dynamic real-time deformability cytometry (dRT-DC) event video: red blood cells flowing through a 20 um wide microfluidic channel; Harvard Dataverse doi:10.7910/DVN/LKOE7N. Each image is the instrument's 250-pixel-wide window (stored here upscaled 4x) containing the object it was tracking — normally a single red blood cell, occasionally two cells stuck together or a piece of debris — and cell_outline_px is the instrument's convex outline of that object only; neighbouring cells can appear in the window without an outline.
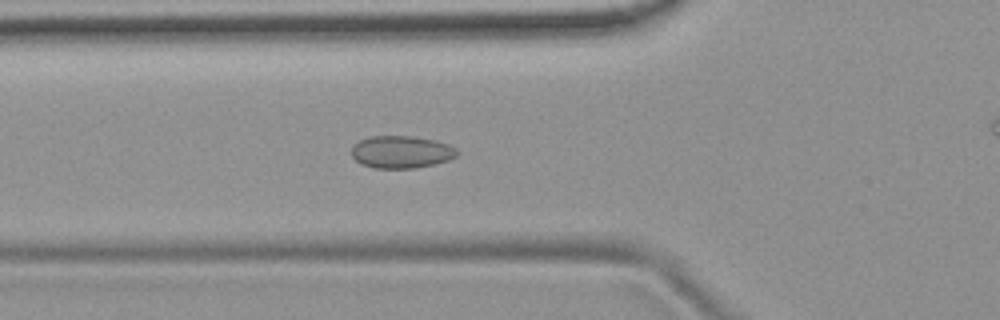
{"species": "common noctule bat (a hibernating species)", "species_latin": "Nyctalus noctula", "temperature_condition": "room temperature", "stored_images_in_passage": 53, "camera_frame_rate_fps": 3000, "um_per_image_px": 0.085, "animal": {"sex": "female", "body_mass_g": 19.9}, "frame": {"image": 1, "passage_image": 18, "time_ms": 5.667, "image_size_px": [1000, 320], "cell_outline_px": [[460, 152], [456, 156], [448, 160], [436, 164], [416, 168], [376, 168], [360, 164], [352, 156], [352, 148], [360, 140], [372, 136], [412, 136], [436, 140], [448, 144], [456, 148]], "centroid_in_image_um": [34.15, 12.92], "position_along_channel_um": 91.6, "area_um2": 20.0}}
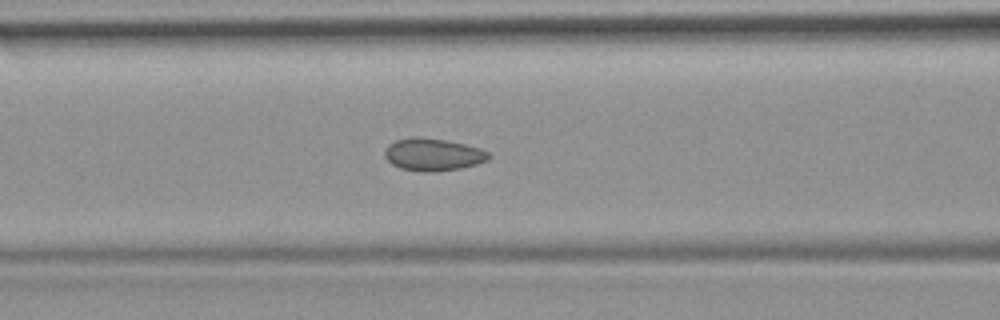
{"frame": {"image": 2, "passage_image": 21, "time_ms": 6.667, "image_size_px": [1000, 320], "cell_outline_px": [[492, 156], [488, 160], [476, 164], [460, 168], [436, 172], [420, 172], [400, 168], [392, 164], [384, 156], [384, 148], [388, 144], [396, 140], [412, 136], [416, 136], [448, 140], [480, 148], [488, 152]], "centroid_in_image_um": [36.78, 13.13], "position_along_channel_um": 129.8, "area_um2": 19.94}}
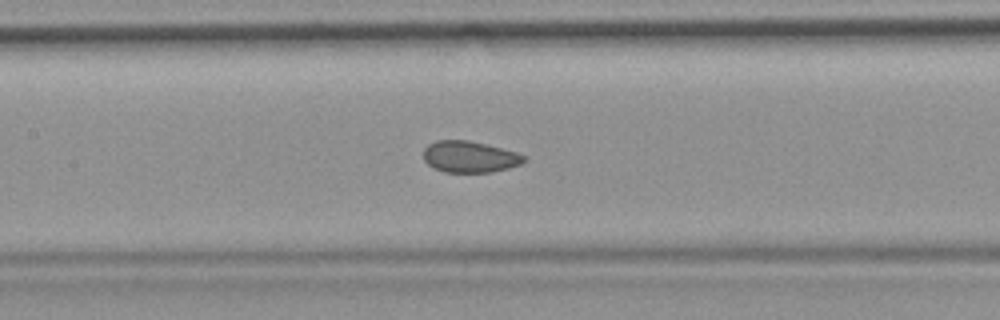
{"frame": {"image": 3, "passage_image": 24, "time_ms": 7.667, "image_size_px": [1000, 320], "cell_outline_px": [[528, 160], [520, 164], [508, 168], [492, 172], [444, 172], [432, 168], [424, 160], [424, 148], [428, 144], [436, 140], [468, 140], [516, 152], [524, 156]], "centroid_in_image_um": [39.89, 13.33], "position_along_channel_um": 167.5, "area_um2": 18.38}, "authors_computed_cell_mechanics": {"area_um2": 19.3052, "velocity_mm_per_s": 3.7747, "shape_relaxation_time_tau1_ms": null, "shape_relaxation_time_tau2_ms": 1.1472, "deformation_change_tau1": null, "deformation_change_tau2": 0.0484}}